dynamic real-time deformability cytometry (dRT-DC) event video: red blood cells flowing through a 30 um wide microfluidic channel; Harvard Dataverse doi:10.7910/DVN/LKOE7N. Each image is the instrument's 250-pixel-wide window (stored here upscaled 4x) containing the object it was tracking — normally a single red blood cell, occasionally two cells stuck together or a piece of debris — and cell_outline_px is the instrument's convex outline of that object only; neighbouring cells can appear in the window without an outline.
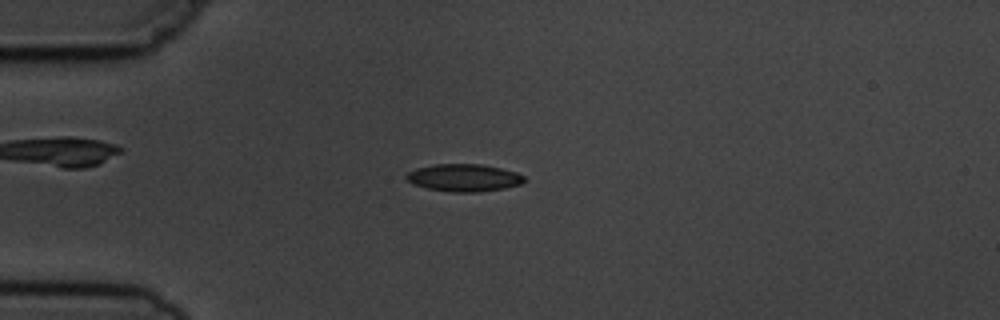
{"species": "common noctule bat (a hibernating species)", "species_latin": "Nyctalus noctula", "temperature_condition": "cold", "stored_images_in_passage": 6, "camera_frame_rate_fps": 3000, "um_per_image_px": 0.085, "animal": {"sex": "male", "body_mass_g": 19.5, "forearm_length_mm": 54.6}, "frame": {"image": 1, "passage_image": 4, "time_ms": 3.333, "image_size_px": [1000, 320], "cell_outline_px": [[528, 180], [520, 184], [504, 188], [476, 192], [452, 192], [428, 188], [416, 184], [408, 180], [404, 176], [408, 172], [416, 168], [436, 164], [480, 164], [500, 168], [516, 172], [524, 176]], "centroid_in_image_um": [39.46, 15.1], "position_along_channel_um": 45.5, "area_um2": 18.67}}
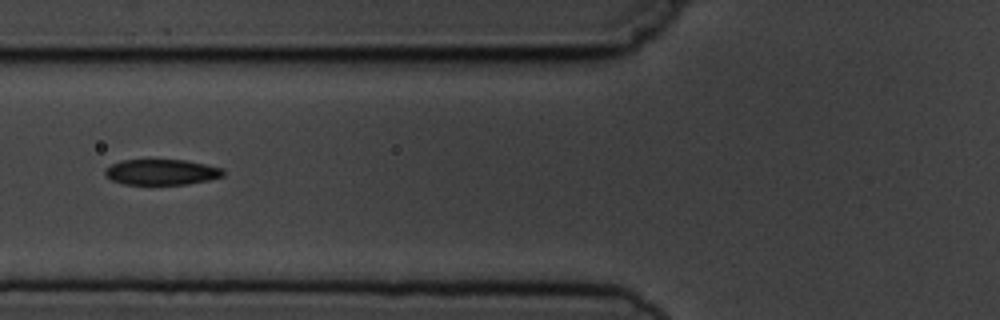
{"frame": {"image": 2, "passage_image": 6, "time_ms": 5.667, "image_size_px": [1000, 320], "cell_outline_px": [[224, 176], [208, 180], [188, 184], [124, 184], [112, 180], [104, 172], [112, 164], [124, 160], [184, 160], [224, 168]], "centroid_in_image_um": [13.78, 14.63], "position_along_channel_um": 112.0, "area_um2": 17.4}}